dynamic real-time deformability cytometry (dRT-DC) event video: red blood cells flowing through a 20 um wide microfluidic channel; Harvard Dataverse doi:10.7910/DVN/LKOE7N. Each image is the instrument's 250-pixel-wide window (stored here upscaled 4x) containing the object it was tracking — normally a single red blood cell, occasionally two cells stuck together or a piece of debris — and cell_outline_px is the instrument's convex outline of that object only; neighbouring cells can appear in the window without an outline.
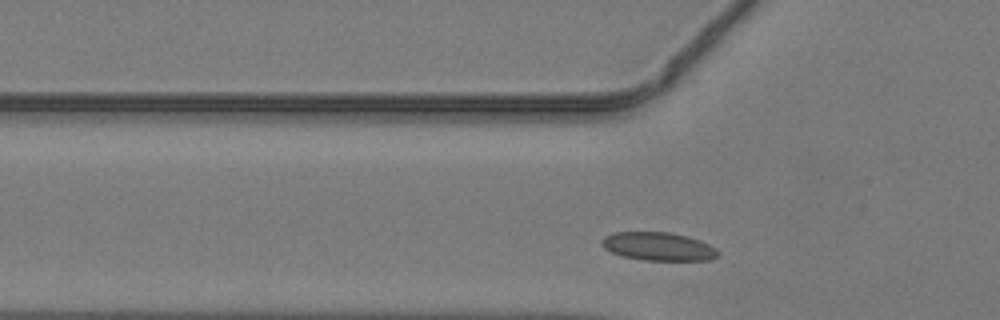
{"species": "common noctule bat (a hibernating species)", "species_latin": "Nyctalus noctula", "temperature_condition": "warm", "stored_images_in_passage": 29, "camera_frame_rate_fps": 3000, "um_per_image_px": 0.085, "animal": {"sex": "male", "body_mass_g": 19.2, "forearm_length_mm": 51.8}, "frame": {"image": 1, "passage_image": 3, "time_ms": 0.667, "image_size_px": [1000, 320], "cell_outline_px": [[720, 256], [708, 260], [644, 260], [624, 256], [612, 252], [604, 248], [600, 244], [600, 240], [604, 236], [616, 232], [668, 232], [688, 236], [700, 240], [716, 248], [720, 252]], "centroid_in_image_um": [55.97, 20.94], "position_along_channel_um": 69.8, "area_um2": 19.25}}
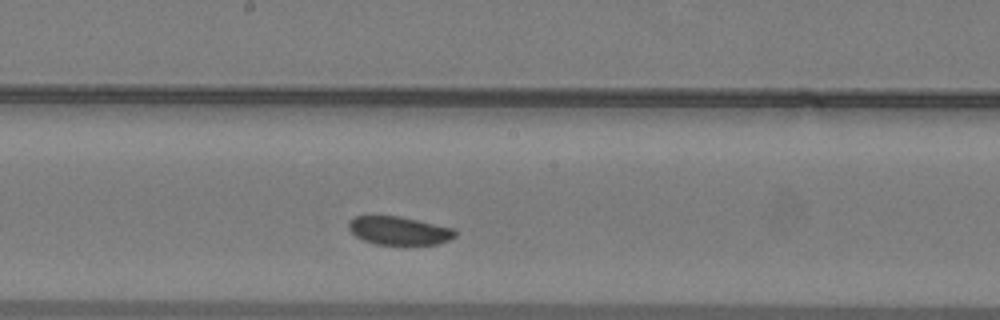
{"frame": {"image": 2, "passage_image": 13, "time_ms": 4.0, "image_size_px": [1000, 320], "cell_outline_px": [[456, 236], [448, 240], [436, 244], [376, 244], [364, 240], [356, 236], [348, 228], [348, 220], [356, 216], [396, 216], [416, 220], [452, 228], [456, 232]], "centroid_in_image_um": [33.88, 19.6], "position_along_channel_um": 214.3, "area_um2": 17.22}}
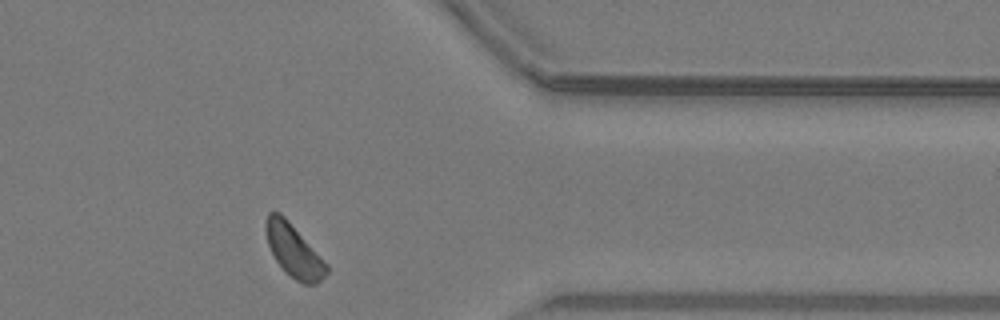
{"frame": {"image": 3, "passage_image": 26, "time_ms": 8.333, "image_size_px": [1000, 320], "cell_outline_px": [[328, 272], [316, 284], [304, 284], [296, 280], [276, 260], [268, 244], [264, 228], [264, 224], [268, 212], [280, 212], [288, 220], [328, 264]], "centroid_in_image_um": [24.97, 21.28], "position_along_channel_um": 386.4, "area_um2": 18.32}}